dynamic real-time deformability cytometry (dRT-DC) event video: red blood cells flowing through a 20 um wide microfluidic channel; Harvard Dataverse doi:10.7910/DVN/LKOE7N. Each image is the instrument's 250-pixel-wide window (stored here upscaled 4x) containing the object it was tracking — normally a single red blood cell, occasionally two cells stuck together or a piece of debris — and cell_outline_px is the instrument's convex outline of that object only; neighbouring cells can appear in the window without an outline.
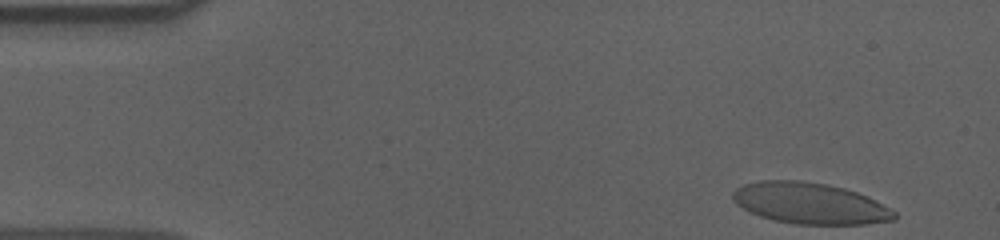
{"species": "human", "species_latin": "Homo sapiens", "temperature_condition": "cold", "stored_images_in_passage": 43, "camera_frame_rate_fps": 3000, "um_per_image_px": 0.085, "donor": {"sex": "male"}, "frame": {"image": 1, "passage_image": 1, "time_ms": 0.0, "image_size_px": [1000, 240], "cell_outline_px": [[896, 220], [864, 224], [792, 224], [772, 220], [760, 216], [736, 204], [732, 200], [732, 192], [736, 188], [744, 184], [760, 180], [800, 180], [824, 184], [844, 188], [868, 196], [896, 212]], "centroid_in_image_um": [68.83, 17.28], "position_along_channel_um": 16.2, "area_um2": 38.78}}
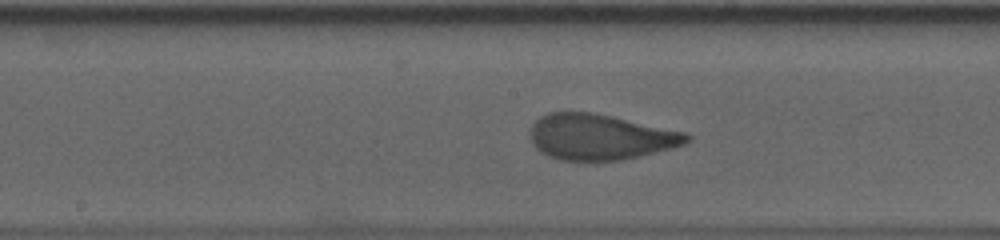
{"frame": {"image": 2, "passage_image": 25, "time_ms": 8.0, "image_size_px": [1000, 240], "cell_outline_px": [[692, 140], [684, 144], [672, 148], [620, 160], [560, 160], [548, 156], [540, 152], [532, 144], [528, 136], [528, 132], [532, 124], [540, 116], [548, 112], [592, 112], [612, 116], [684, 132], [692, 136]], "centroid_in_image_um": [50.95, 11.63], "position_along_channel_um": 197.2, "area_um2": 41.73}}
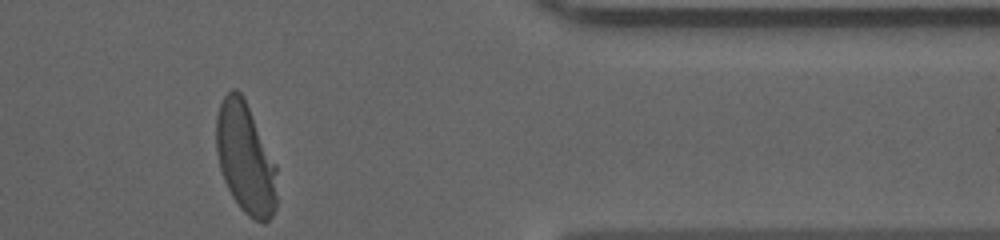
{"frame": {"image": 3, "passage_image": 43, "time_ms": 14.0, "image_size_px": [1000, 240], "cell_outline_px": [[276, 208], [272, 216], [264, 224], [248, 216], [240, 208], [232, 196], [224, 180], [220, 168], [216, 152], [216, 116], [220, 104], [224, 96], [232, 88], [236, 88], [240, 92], [276, 164]], "centroid_in_image_um": [20.85, 13.49], "position_along_channel_um": 390.6, "area_um2": 38.9}, "authors_computed_cell_mechanics": {"area_um2": 41.7316, "velocity_mm_per_s": 3.6069, "shape_relaxation_time_tau1_ms": 3.569, "shape_relaxation_time_tau2_ms": null, "deformation_change_tau1": 0.1889, "deformation_change_tau2": null}}